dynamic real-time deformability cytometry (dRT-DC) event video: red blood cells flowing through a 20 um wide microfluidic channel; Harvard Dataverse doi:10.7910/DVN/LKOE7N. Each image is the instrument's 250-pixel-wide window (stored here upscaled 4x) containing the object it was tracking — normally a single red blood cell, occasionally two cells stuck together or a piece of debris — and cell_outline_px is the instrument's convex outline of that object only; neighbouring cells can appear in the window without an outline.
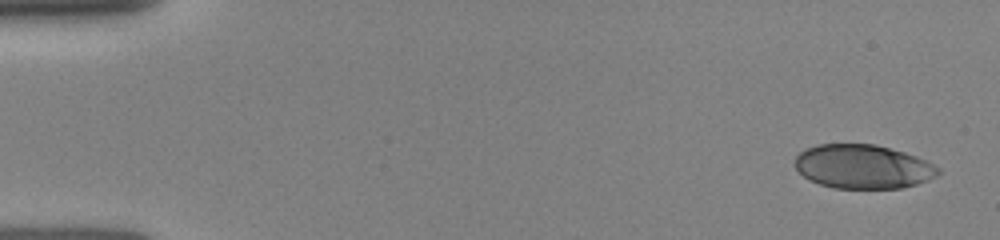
{"species": "human", "species_latin": "Homo sapiens", "temperature_condition": "room temperature", "stored_images_in_passage": 7, "camera_frame_rate_fps": 3000, "um_per_image_px": 0.085, "donor": {"sex": "female"}, "frame": {"image": 1, "passage_image": 1, "time_ms": 0.0, "image_size_px": [1000, 240], "cell_outline_px": [[940, 172], [936, 176], [928, 180], [916, 184], [900, 188], [832, 188], [820, 184], [804, 176], [796, 168], [796, 156], [804, 148], [816, 144], [876, 144], [904, 152], [916, 156], [940, 168]], "centroid_in_image_um": [73.34, 14.15], "position_along_channel_um": 11.7, "area_um2": 36.59}}
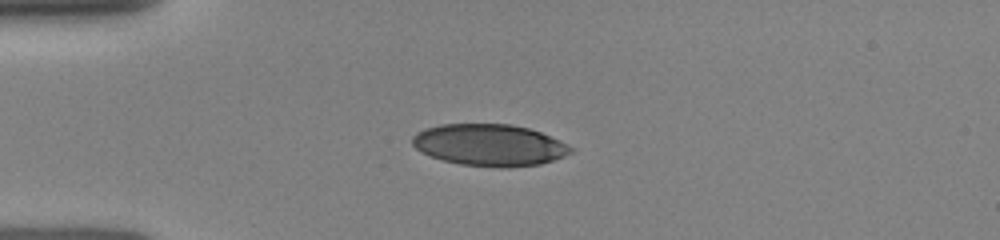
{"frame": {"image": 2, "passage_image": 6, "time_ms": 3.333, "image_size_px": [1000, 240], "cell_outline_px": [[576, 148], [572, 152], [564, 156], [540, 164], [508, 168], [500, 168], [460, 164], [444, 160], [432, 156], [416, 148], [412, 144], [412, 136], [416, 132], [424, 128], [440, 124], [512, 124], [528, 128], [540, 132], [560, 140]], "centroid_in_image_um": [41.63, 12.32], "position_along_channel_um": 43.4, "area_um2": 38.67}}